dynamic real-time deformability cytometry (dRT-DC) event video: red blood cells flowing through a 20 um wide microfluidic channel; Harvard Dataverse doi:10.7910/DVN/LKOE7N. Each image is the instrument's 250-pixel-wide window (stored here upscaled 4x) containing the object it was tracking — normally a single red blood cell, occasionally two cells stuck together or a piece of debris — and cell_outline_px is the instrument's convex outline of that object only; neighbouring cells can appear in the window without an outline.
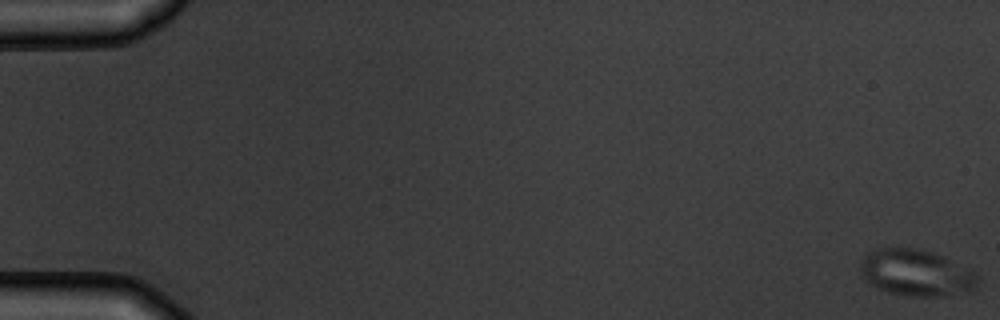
{"species": "common noctule bat (a hibernating species)", "species_latin": "Nyctalus noctula", "temperature_condition": "warm", "stored_images_in_passage": 6, "camera_frame_rate_fps": 3000, "um_per_image_px": 0.085, "animal": {"sex": "male", "body_mass_g": 19.5, "forearm_length_mm": 54.6}, "frame": {"image": 1, "passage_image": 1, "time_ms": 0.0, "image_size_px": [1000, 320], "cell_outline_px": [[976, 284], [972, 288], [940, 296], [908, 296], [888, 292], [876, 288], [868, 284], [860, 268], [860, 260], [868, 252], [880, 248], [912, 248], [932, 252], [972, 268], [976, 276]], "centroid_in_image_um": [77.81, 23.17], "position_along_channel_um": 7.2, "area_um2": 31.39}}